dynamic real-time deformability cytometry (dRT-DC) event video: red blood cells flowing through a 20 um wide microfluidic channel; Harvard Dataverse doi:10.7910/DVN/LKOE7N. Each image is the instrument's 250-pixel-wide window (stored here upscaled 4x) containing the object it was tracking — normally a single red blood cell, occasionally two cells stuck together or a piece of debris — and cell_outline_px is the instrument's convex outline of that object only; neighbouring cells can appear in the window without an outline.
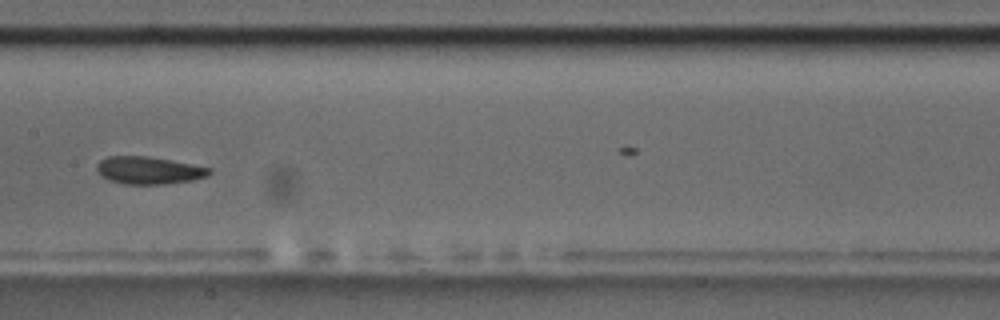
{"species": "common noctule bat (a hibernating species)", "species_latin": "Nyctalus noctula", "temperature_condition": "room temperature", "stored_images_in_passage": 10, "segment_of_instrument_passage": [2, 2], "camera_frame_rate_fps": 3000, "um_per_image_px": 0.085, "animal": {"sex": "male", "body_mass_g": 17.5, "forearm_length_mm": 52.3}, "frame": {"image": 1, "passage_image": 9, "time_ms": 9.333, "image_size_px": [1000, 320], "cell_outline_px": [[212, 172], [208, 176], [192, 180], [164, 184], [124, 184], [108, 180], [96, 168], [96, 164], [100, 160], [108, 156], [148, 156], [172, 160], [212, 168]], "centroid_in_image_um": [12.67, 14.47], "position_along_channel_um": 194.7, "area_um2": 18.03}}
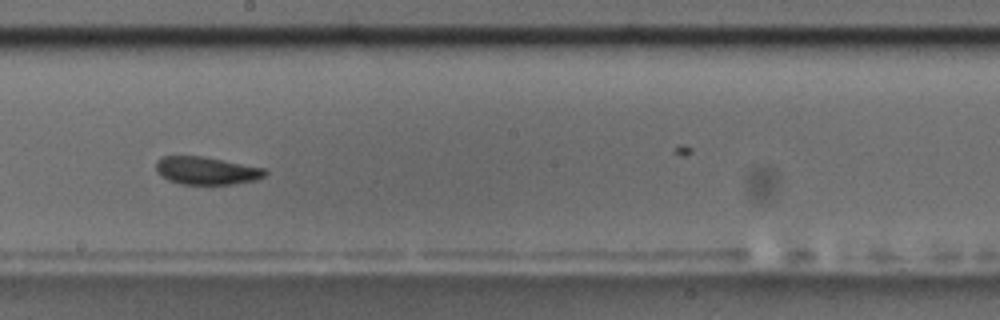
{"frame": {"image": 2, "passage_image": 10, "time_ms": 10.333, "image_size_px": [1000, 320], "cell_outline_px": [[268, 172], [264, 176], [256, 180], [232, 184], [180, 184], [168, 180], [160, 176], [156, 172], [156, 160], [164, 156], [204, 156], [264, 168]], "centroid_in_image_um": [17.52, 14.5], "position_along_channel_um": 230.7, "area_um2": 17.74}}